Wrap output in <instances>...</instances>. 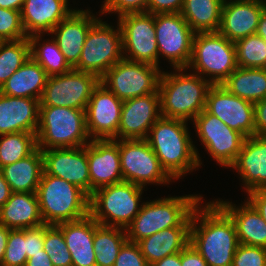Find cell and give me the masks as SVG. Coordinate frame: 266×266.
<instances>
[{
  "instance_id": "1",
  "label": "cell",
  "mask_w": 266,
  "mask_h": 266,
  "mask_svg": "<svg viewBox=\"0 0 266 266\" xmlns=\"http://www.w3.org/2000/svg\"><path fill=\"white\" fill-rule=\"evenodd\" d=\"M200 203L192 212L189 243L208 266H232L239 245L232 219L215 201Z\"/></svg>"
},
{
  "instance_id": "2",
  "label": "cell",
  "mask_w": 266,
  "mask_h": 266,
  "mask_svg": "<svg viewBox=\"0 0 266 266\" xmlns=\"http://www.w3.org/2000/svg\"><path fill=\"white\" fill-rule=\"evenodd\" d=\"M187 124L185 120L161 116L146 138L162 168L174 180L202 164Z\"/></svg>"
},
{
  "instance_id": "3",
  "label": "cell",
  "mask_w": 266,
  "mask_h": 266,
  "mask_svg": "<svg viewBox=\"0 0 266 266\" xmlns=\"http://www.w3.org/2000/svg\"><path fill=\"white\" fill-rule=\"evenodd\" d=\"M186 70L178 68L173 73L162 70L158 90L162 117L188 122L205 109L212 84L198 74L185 73Z\"/></svg>"
},
{
  "instance_id": "4",
  "label": "cell",
  "mask_w": 266,
  "mask_h": 266,
  "mask_svg": "<svg viewBox=\"0 0 266 266\" xmlns=\"http://www.w3.org/2000/svg\"><path fill=\"white\" fill-rule=\"evenodd\" d=\"M201 195L163 197L142 203L139 213L126 227L127 240L138 243L156 232L170 227H190L195 206Z\"/></svg>"
},
{
  "instance_id": "5",
  "label": "cell",
  "mask_w": 266,
  "mask_h": 266,
  "mask_svg": "<svg viewBox=\"0 0 266 266\" xmlns=\"http://www.w3.org/2000/svg\"><path fill=\"white\" fill-rule=\"evenodd\" d=\"M36 195L42 220L46 225L75 221L90 214V196L78 186L42 174Z\"/></svg>"
},
{
  "instance_id": "6",
  "label": "cell",
  "mask_w": 266,
  "mask_h": 266,
  "mask_svg": "<svg viewBox=\"0 0 266 266\" xmlns=\"http://www.w3.org/2000/svg\"><path fill=\"white\" fill-rule=\"evenodd\" d=\"M36 139L37 147L41 150L85 146L91 141L85 110L39 106Z\"/></svg>"
},
{
  "instance_id": "7",
  "label": "cell",
  "mask_w": 266,
  "mask_h": 266,
  "mask_svg": "<svg viewBox=\"0 0 266 266\" xmlns=\"http://www.w3.org/2000/svg\"><path fill=\"white\" fill-rule=\"evenodd\" d=\"M143 189L125 181L98 188L90 196V215L101 225L126 229L140 211Z\"/></svg>"
},
{
  "instance_id": "8",
  "label": "cell",
  "mask_w": 266,
  "mask_h": 266,
  "mask_svg": "<svg viewBox=\"0 0 266 266\" xmlns=\"http://www.w3.org/2000/svg\"><path fill=\"white\" fill-rule=\"evenodd\" d=\"M190 68L204 79L210 77L212 85H221L237 68L234 42L219 32L195 33Z\"/></svg>"
},
{
  "instance_id": "9",
  "label": "cell",
  "mask_w": 266,
  "mask_h": 266,
  "mask_svg": "<svg viewBox=\"0 0 266 266\" xmlns=\"http://www.w3.org/2000/svg\"><path fill=\"white\" fill-rule=\"evenodd\" d=\"M117 29L100 18L87 33L78 63L73 69L89 72L101 78L113 65L124 58L123 35L119 22Z\"/></svg>"
},
{
  "instance_id": "10",
  "label": "cell",
  "mask_w": 266,
  "mask_h": 266,
  "mask_svg": "<svg viewBox=\"0 0 266 266\" xmlns=\"http://www.w3.org/2000/svg\"><path fill=\"white\" fill-rule=\"evenodd\" d=\"M161 74L162 71L157 66L123 58L100 78V83L124 101L159 93Z\"/></svg>"
},
{
  "instance_id": "11",
  "label": "cell",
  "mask_w": 266,
  "mask_h": 266,
  "mask_svg": "<svg viewBox=\"0 0 266 266\" xmlns=\"http://www.w3.org/2000/svg\"><path fill=\"white\" fill-rule=\"evenodd\" d=\"M119 154L125 182L142 188L149 183L167 185L172 182L146 139L119 140Z\"/></svg>"
},
{
  "instance_id": "12",
  "label": "cell",
  "mask_w": 266,
  "mask_h": 266,
  "mask_svg": "<svg viewBox=\"0 0 266 266\" xmlns=\"http://www.w3.org/2000/svg\"><path fill=\"white\" fill-rule=\"evenodd\" d=\"M155 37L159 56L174 69L187 68L192 56L195 32L180 13L154 15Z\"/></svg>"
},
{
  "instance_id": "13",
  "label": "cell",
  "mask_w": 266,
  "mask_h": 266,
  "mask_svg": "<svg viewBox=\"0 0 266 266\" xmlns=\"http://www.w3.org/2000/svg\"><path fill=\"white\" fill-rule=\"evenodd\" d=\"M100 78L89 72L75 69L50 76L40 100V106L69 107L86 110V106Z\"/></svg>"
},
{
  "instance_id": "14",
  "label": "cell",
  "mask_w": 266,
  "mask_h": 266,
  "mask_svg": "<svg viewBox=\"0 0 266 266\" xmlns=\"http://www.w3.org/2000/svg\"><path fill=\"white\" fill-rule=\"evenodd\" d=\"M118 22L123 35L124 59L159 67L154 14L127 13L119 16Z\"/></svg>"
},
{
  "instance_id": "15",
  "label": "cell",
  "mask_w": 266,
  "mask_h": 266,
  "mask_svg": "<svg viewBox=\"0 0 266 266\" xmlns=\"http://www.w3.org/2000/svg\"><path fill=\"white\" fill-rule=\"evenodd\" d=\"M193 122L201 144L212 158L222 167L230 168L241 151L245 137L206 109L201 111Z\"/></svg>"
},
{
  "instance_id": "16",
  "label": "cell",
  "mask_w": 266,
  "mask_h": 266,
  "mask_svg": "<svg viewBox=\"0 0 266 266\" xmlns=\"http://www.w3.org/2000/svg\"><path fill=\"white\" fill-rule=\"evenodd\" d=\"M205 109L245 138L255 135L254 104L233 95L222 84L210 87Z\"/></svg>"
},
{
  "instance_id": "17",
  "label": "cell",
  "mask_w": 266,
  "mask_h": 266,
  "mask_svg": "<svg viewBox=\"0 0 266 266\" xmlns=\"http://www.w3.org/2000/svg\"><path fill=\"white\" fill-rule=\"evenodd\" d=\"M123 100L102 83L94 89L86 106V126L91 140L114 139L118 133Z\"/></svg>"
},
{
  "instance_id": "18",
  "label": "cell",
  "mask_w": 266,
  "mask_h": 266,
  "mask_svg": "<svg viewBox=\"0 0 266 266\" xmlns=\"http://www.w3.org/2000/svg\"><path fill=\"white\" fill-rule=\"evenodd\" d=\"M160 117L159 93L126 99L122 104L118 133L113 140L146 139L150 128Z\"/></svg>"
},
{
  "instance_id": "19",
  "label": "cell",
  "mask_w": 266,
  "mask_h": 266,
  "mask_svg": "<svg viewBox=\"0 0 266 266\" xmlns=\"http://www.w3.org/2000/svg\"><path fill=\"white\" fill-rule=\"evenodd\" d=\"M44 171L72 183L91 196L86 145L42 150Z\"/></svg>"
},
{
  "instance_id": "20",
  "label": "cell",
  "mask_w": 266,
  "mask_h": 266,
  "mask_svg": "<svg viewBox=\"0 0 266 266\" xmlns=\"http://www.w3.org/2000/svg\"><path fill=\"white\" fill-rule=\"evenodd\" d=\"M91 195L101 187L123 182L119 140H91L86 144Z\"/></svg>"
},
{
  "instance_id": "21",
  "label": "cell",
  "mask_w": 266,
  "mask_h": 266,
  "mask_svg": "<svg viewBox=\"0 0 266 266\" xmlns=\"http://www.w3.org/2000/svg\"><path fill=\"white\" fill-rule=\"evenodd\" d=\"M265 7L263 0H224L218 32L234 43L256 34Z\"/></svg>"
},
{
  "instance_id": "22",
  "label": "cell",
  "mask_w": 266,
  "mask_h": 266,
  "mask_svg": "<svg viewBox=\"0 0 266 266\" xmlns=\"http://www.w3.org/2000/svg\"><path fill=\"white\" fill-rule=\"evenodd\" d=\"M89 10L74 9L50 32L54 34L51 37H54L65 60L72 68L80 59L89 29L99 19Z\"/></svg>"
},
{
  "instance_id": "23",
  "label": "cell",
  "mask_w": 266,
  "mask_h": 266,
  "mask_svg": "<svg viewBox=\"0 0 266 266\" xmlns=\"http://www.w3.org/2000/svg\"><path fill=\"white\" fill-rule=\"evenodd\" d=\"M237 170L246 193L266 187V136L245 138L241 151L230 166Z\"/></svg>"
},
{
  "instance_id": "24",
  "label": "cell",
  "mask_w": 266,
  "mask_h": 266,
  "mask_svg": "<svg viewBox=\"0 0 266 266\" xmlns=\"http://www.w3.org/2000/svg\"><path fill=\"white\" fill-rule=\"evenodd\" d=\"M40 100L12 97L0 92V135L36 133L39 124Z\"/></svg>"
},
{
  "instance_id": "25",
  "label": "cell",
  "mask_w": 266,
  "mask_h": 266,
  "mask_svg": "<svg viewBox=\"0 0 266 266\" xmlns=\"http://www.w3.org/2000/svg\"><path fill=\"white\" fill-rule=\"evenodd\" d=\"M68 0H24L21 20L27 37L50 33L74 9Z\"/></svg>"
},
{
  "instance_id": "26",
  "label": "cell",
  "mask_w": 266,
  "mask_h": 266,
  "mask_svg": "<svg viewBox=\"0 0 266 266\" xmlns=\"http://www.w3.org/2000/svg\"><path fill=\"white\" fill-rule=\"evenodd\" d=\"M72 257V266H96L94 233L96 220L89 214L75 221L57 224Z\"/></svg>"
},
{
  "instance_id": "27",
  "label": "cell",
  "mask_w": 266,
  "mask_h": 266,
  "mask_svg": "<svg viewBox=\"0 0 266 266\" xmlns=\"http://www.w3.org/2000/svg\"><path fill=\"white\" fill-rule=\"evenodd\" d=\"M215 202L232 219L240 244L266 248V222L247 200L238 207L220 198Z\"/></svg>"
},
{
  "instance_id": "28",
  "label": "cell",
  "mask_w": 266,
  "mask_h": 266,
  "mask_svg": "<svg viewBox=\"0 0 266 266\" xmlns=\"http://www.w3.org/2000/svg\"><path fill=\"white\" fill-rule=\"evenodd\" d=\"M0 224L8 229H30L44 225L36 193L12 192L0 208Z\"/></svg>"
},
{
  "instance_id": "29",
  "label": "cell",
  "mask_w": 266,
  "mask_h": 266,
  "mask_svg": "<svg viewBox=\"0 0 266 266\" xmlns=\"http://www.w3.org/2000/svg\"><path fill=\"white\" fill-rule=\"evenodd\" d=\"M48 77L45 70L30 56L0 87V92L12 97L41 100Z\"/></svg>"
},
{
  "instance_id": "30",
  "label": "cell",
  "mask_w": 266,
  "mask_h": 266,
  "mask_svg": "<svg viewBox=\"0 0 266 266\" xmlns=\"http://www.w3.org/2000/svg\"><path fill=\"white\" fill-rule=\"evenodd\" d=\"M12 192L36 193L44 172V158L38 147L27 157L0 169Z\"/></svg>"
},
{
  "instance_id": "31",
  "label": "cell",
  "mask_w": 266,
  "mask_h": 266,
  "mask_svg": "<svg viewBox=\"0 0 266 266\" xmlns=\"http://www.w3.org/2000/svg\"><path fill=\"white\" fill-rule=\"evenodd\" d=\"M190 227H170L138 242L148 265L181 252L189 244Z\"/></svg>"
},
{
  "instance_id": "32",
  "label": "cell",
  "mask_w": 266,
  "mask_h": 266,
  "mask_svg": "<svg viewBox=\"0 0 266 266\" xmlns=\"http://www.w3.org/2000/svg\"><path fill=\"white\" fill-rule=\"evenodd\" d=\"M222 85L253 104L266 98V68L237 67Z\"/></svg>"
},
{
  "instance_id": "33",
  "label": "cell",
  "mask_w": 266,
  "mask_h": 266,
  "mask_svg": "<svg viewBox=\"0 0 266 266\" xmlns=\"http://www.w3.org/2000/svg\"><path fill=\"white\" fill-rule=\"evenodd\" d=\"M224 0H184L180 14L195 33L218 32Z\"/></svg>"
},
{
  "instance_id": "34",
  "label": "cell",
  "mask_w": 266,
  "mask_h": 266,
  "mask_svg": "<svg viewBox=\"0 0 266 266\" xmlns=\"http://www.w3.org/2000/svg\"><path fill=\"white\" fill-rule=\"evenodd\" d=\"M42 34L29 36L30 56L45 70L47 75L55 76L64 74L72 69L65 60L54 38L42 41ZM40 42V43H39Z\"/></svg>"
},
{
  "instance_id": "35",
  "label": "cell",
  "mask_w": 266,
  "mask_h": 266,
  "mask_svg": "<svg viewBox=\"0 0 266 266\" xmlns=\"http://www.w3.org/2000/svg\"><path fill=\"white\" fill-rule=\"evenodd\" d=\"M127 241L124 228L104 226L96 221L94 252L96 266H113L122 245Z\"/></svg>"
},
{
  "instance_id": "36",
  "label": "cell",
  "mask_w": 266,
  "mask_h": 266,
  "mask_svg": "<svg viewBox=\"0 0 266 266\" xmlns=\"http://www.w3.org/2000/svg\"><path fill=\"white\" fill-rule=\"evenodd\" d=\"M0 169L30 155L37 148L36 133L0 135Z\"/></svg>"
},
{
  "instance_id": "37",
  "label": "cell",
  "mask_w": 266,
  "mask_h": 266,
  "mask_svg": "<svg viewBox=\"0 0 266 266\" xmlns=\"http://www.w3.org/2000/svg\"><path fill=\"white\" fill-rule=\"evenodd\" d=\"M30 57L28 38L15 41H0V87Z\"/></svg>"
},
{
  "instance_id": "38",
  "label": "cell",
  "mask_w": 266,
  "mask_h": 266,
  "mask_svg": "<svg viewBox=\"0 0 266 266\" xmlns=\"http://www.w3.org/2000/svg\"><path fill=\"white\" fill-rule=\"evenodd\" d=\"M237 67L266 68V41L257 34L249 35L235 43Z\"/></svg>"
},
{
  "instance_id": "39",
  "label": "cell",
  "mask_w": 266,
  "mask_h": 266,
  "mask_svg": "<svg viewBox=\"0 0 266 266\" xmlns=\"http://www.w3.org/2000/svg\"><path fill=\"white\" fill-rule=\"evenodd\" d=\"M44 251L49 255L53 266H72L62 230L57 225L44 224Z\"/></svg>"
},
{
  "instance_id": "40",
  "label": "cell",
  "mask_w": 266,
  "mask_h": 266,
  "mask_svg": "<svg viewBox=\"0 0 266 266\" xmlns=\"http://www.w3.org/2000/svg\"><path fill=\"white\" fill-rule=\"evenodd\" d=\"M26 262V229H10L0 266H25Z\"/></svg>"
},
{
  "instance_id": "41",
  "label": "cell",
  "mask_w": 266,
  "mask_h": 266,
  "mask_svg": "<svg viewBox=\"0 0 266 266\" xmlns=\"http://www.w3.org/2000/svg\"><path fill=\"white\" fill-rule=\"evenodd\" d=\"M28 38L24 31L21 11L0 8V41H15Z\"/></svg>"
},
{
  "instance_id": "42",
  "label": "cell",
  "mask_w": 266,
  "mask_h": 266,
  "mask_svg": "<svg viewBox=\"0 0 266 266\" xmlns=\"http://www.w3.org/2000/svg\"><path fill=\"white\" fill-rule=\"evenodd\" d=\"M232 266H266V248L239 243Z\"/></svg>"
},
{
  "instance_id": "43",
  "label": "cell",
  "mask_w": 266,
  "mask_h": 266,
  "mask_svg": "<svg viewBox=\"0 0 266 266\" xmlns=\"http://www.w3.org/2000/svg\"><path fill=\"white\" fill-rule=\"evenodd\" d=\"M149 0H104L101 5V14H116L119 16L127 13L147 12Z\"/></svg>"
},
{
  "instance_id": "44",
  "label": "cell",
  "mask_w": 266,
  "mask_h": 266,
  "mask_svg": "<svg viewBox=\"0 0 266 266\" xmlns=\"http://www.w3.org/2000/svg\"><path fill=\"white\" fill-rule=\"evenodd\" d=\"M113 266H149L138 243L126 241Z\"/></svg>"
},
{
  "instance_id": "45",
  "label": "cell",
  "mask_w": 266,
  "mask_h": 266,
  "mask_svg": "<svg viewBox=\"0 0 266 266\" xmlns=\"http://www.w3.org/2000/svg\"><path fill=\"white\" fill-rule=\"evenodd\" d=\"M44 250V225L26 229L27 259Z\"/></svg>"
},
{
  "instance_id": "46",
  "label": "cell",
  "mask_w": 266,
  "mask_h": 266,
  "mask_svg": "<svg viewBox=\"0 0 266 266\" xmlns=\"http://www.w3.org/2000/svg\"><path fill=\"white\" fill-rule=\"evenodd\" d=\"M184 0H149L147 12L152 14L180 13Z\"/></svg>"
},
{
  "instance_id": "47",
  "label": "cell",
  "mask_w": 266,
  "mask_h": 266,
  "mask_svg": "<svg viewBox=\"0 0 266 266\" xmlns=\"http://www.w3.org/2000/svg\"><path fill=\"white\" fill-rule=\"evenodd\" d=\"M255 135L266 136V98L254 104Z\"/></svg>"
},
{
  "instance_id": "48",
  "label": "cell",
  "mask_w": 266,
  "mask_h": 266,
  "mask_svg": "<svg viewBox=\"0 0 266 266\" xmlns=\"http://www.w3.org/2000/svg\"><path fill=\"white\" fill-rule=\"evenodd\" d=\"M182 266H208L207 262L202 258L200 253L189 243L181 251Z\"/></svg>"
},
{
  "instance_id": "49",
  "label": "cell",
  "mask_w": 266,
  "mask_h": 266,
  "mask_svg": "<svg viewBox=\"0 0 266 266\" xmlns=\"http://www.w3.org/2000/svg\"><path fill=\"white\" fill-rule=\"evenodd\" d=\"M247 201L256 209L266 222V191L264 189L247 193Z\"/></svg>"
},
{
  "instance_id": "50",
  "label": "cell",
  "mask_w": 266,
  "mask_h": 266,
  "mask_svg": "<svg viewBox=\"0 0 266 266\" xmlns=\"http://www.w3.org/2000/svg\"><path fill=\"white\" fill-rule=\"evenodd\" d=\"M25 266H53L49 255L42 250V252L34 254L33 257L27 259Z\"/></svg>"
},
{
  "instance_id": "51",
  "label": "cell",
  "mask_w": 266,
  "mask_h": 266,
  "mask_svg": "<svg viewBox=\"0 0 266 266\" xmlns=\"http://www.w3.org/2000/svg\"><path fill=\"white\" fill-rule=\"evenodd\" d=\"M149 266H182L181 265V252L166 256L163 259Z\"/></svg>"
},
{
  "instance_id": "52",
  "label": "cell",
  "mask_w": 266,
  "mask_h": 266,
  "mask_svg": "<svg viewBox=\"0 0 266 266\" xmlns=\"http://www.w3.org/2000/svg\"><path fill=\"white\" fill-rule=\"evenodd\" d=\"M12 190L0 171V208L10 198Z\"/></svg>"
},
{
  "instance_id": "53",
  "label": "cell",
  "mask_w": 266,
  "mask_h": 266,
  "mask_svg": "<svg viewBox=\"0 0 266 266\" xmlns=\"http://www.w3.org/2000/svg\"><path fill=\"white\" fill-rule=\"evenodd\" d=\"M9 231L10 229L0 224V264L2 263V260L5 255Z\"/></svg>"
},
{
  "instance_id": "54",
  "label": "cell",
  "mask_w": 266,
  "mask_h": 266,
  "mask_svg": "<svg viewBox=\"0 0 266 266\" xmlns=\"http://www.w3.org/2000/svg\"><path fill=\"white\" fill-rule=\"evenodd\" d=\"M24 0H0V8L21 11Z\"/></svg>"
},
{
  "instance_id": "55",
  "label": "cell",
  "mask_w": 266,
  "mask_h": 266,
  "mask_svg": "<svg viewBox=\"0 0 266 266\" xmlns=\"http://www.w3.org/2000/svg\"><path fill=\"white\" fill-rule=\"evenodd\" d=\"M256 34L266 41V7L263 9L261 17L259 19Z\"/></svg>"
}]
</instances>
